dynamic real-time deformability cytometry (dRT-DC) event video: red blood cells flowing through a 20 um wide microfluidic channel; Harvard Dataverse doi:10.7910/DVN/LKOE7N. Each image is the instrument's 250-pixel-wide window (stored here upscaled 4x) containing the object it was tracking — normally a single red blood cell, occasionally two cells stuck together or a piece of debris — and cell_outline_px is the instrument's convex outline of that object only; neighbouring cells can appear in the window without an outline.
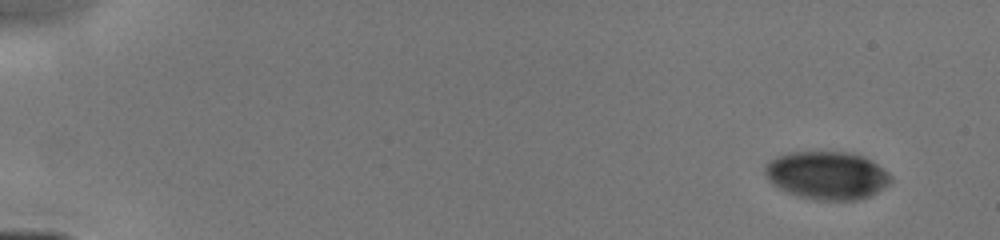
{"species": "human", "species_latin": "Homo sapiens", "temperature_condition": "cold", "stored_images_in_passage": 8, "camera_frame_rate_fps": 3000, "um_per_image_px": 0.085, "donor": {"sex": "male"}, "frame": {"image": 1, "passage_image": 1, "time_ms": 0.0, "image_size_px": [1000, 240], "cell_outline_px": [[892, 184], [872, 196], [856, 200], [816, 200], [800, 196], [788, 192], [772, 184], [768, 180], [764, 172], [764, 164], [776, 156], [788, 152], [852, 152], [864, 156], [872, 160], [888, 172], [892, 176]], "centroid_in_image_um": [70.33, 14.9], "position_along_channel_um": 14.7, "area_um2": 35.72}}
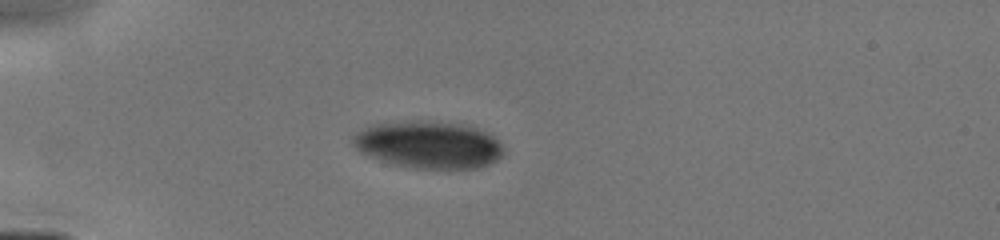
{"frame": {"image": 2, "passage_image": 5, "time_ms": 3.667, "image_size_px": [1000, 240], "cell_outline_px": [[504, 156], [488, 164], [476, 168], [412, 168], [392, 164], [360, 152], [352, 144], [352, 136], [356, 132], [376, 124], [456, 124], [476, 128], [492, 136], [504, 148]], "centroid_in_image_um": [36.44, 12.37], "position_along_channel_um": 48.6, "area_um2": 39.82}}